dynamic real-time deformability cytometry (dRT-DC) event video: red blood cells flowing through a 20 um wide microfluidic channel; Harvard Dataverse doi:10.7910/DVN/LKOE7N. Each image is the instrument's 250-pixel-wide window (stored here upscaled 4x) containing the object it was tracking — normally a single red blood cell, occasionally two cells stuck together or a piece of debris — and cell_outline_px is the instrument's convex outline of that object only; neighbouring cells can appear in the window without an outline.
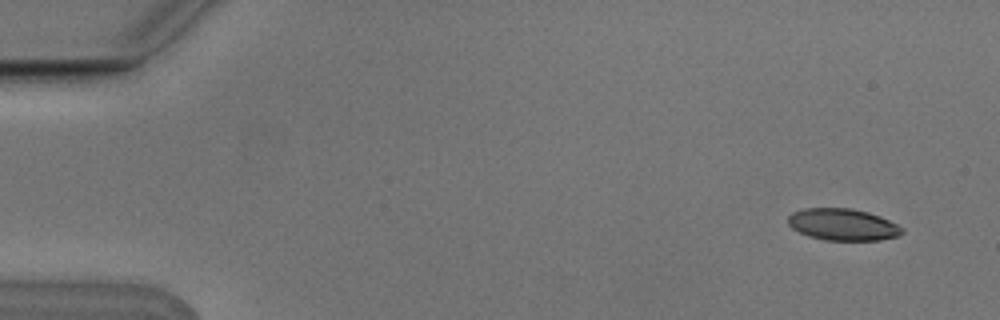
{"species": "Egyptian fruit bat (a non-hibernating species)", "species_latin": "Rousettus aegyptiacus", "temperature_condition": "cold", "stored_images_in_passage": 6, "camera_frame_rate_fps": 3000, "um_per_image_px": 0.085, "animal": {"sex": "male"}, "frame": {"image": 1, "passage_image": 2, "time_ms": 0.333, "image_size_px": [1000, 320], "cell_outline_px": [[904, 232], [900, 236], [880, 240], [824, 240], [808, 236], [792, 228], [788, 224], [788, 216], [792, 212], [804, 208], [852, 208], [868, 212], [880, 216], [904, 228]], "centroid_in_image_um": [71.65, 19.09], "position_along_channel_um": 13.4, "area_um2": 21.27}}